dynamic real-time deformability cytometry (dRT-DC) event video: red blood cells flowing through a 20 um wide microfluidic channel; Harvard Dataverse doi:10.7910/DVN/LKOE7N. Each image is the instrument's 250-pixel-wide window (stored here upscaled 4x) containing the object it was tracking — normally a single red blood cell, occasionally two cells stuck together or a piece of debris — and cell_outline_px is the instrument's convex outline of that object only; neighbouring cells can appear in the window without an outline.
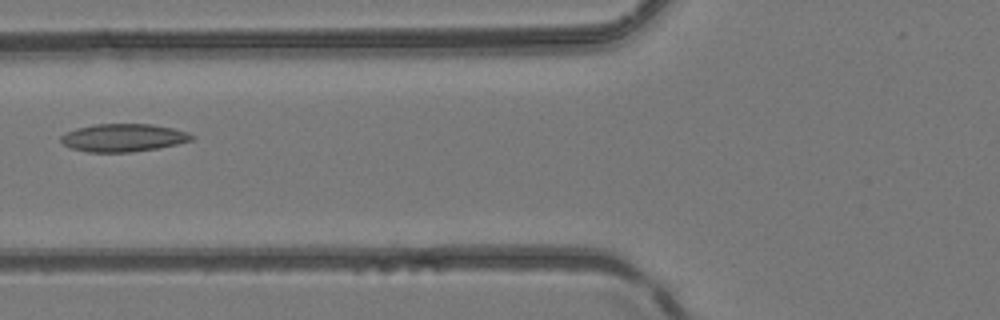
{"species": "common noctule bat (a hibernating species)", "species_latin": "Nyctalus noctula", "temperature_condition": "room temperature", "stored_images_in_passage": 6, "camera_frame_rate_fps": 3000, "um_per_image_px": 0.085, "animal": {"sex": "female", "body_mass_g": 24.6, "forearm_length_mm": 56.2}, "frame": {"image": 1, "passage_image": 6, "time_ms": 1.667, "image_size_px": [1000, 320], "cell_outline_px": [[196, 136], [192, 140], [176, 144], [156, 148], [132, 152], [88, 152], [72, 148], [64, 144], [60, 140], [60, 136], [64, 132], [76, 128], [96, 124], [152, 124], [172, 128], [188, 132]], "centroid_in_image_um": [10.47, 11.7], "position_along_channel_um": 115.3, "area_um2": 21.21}}